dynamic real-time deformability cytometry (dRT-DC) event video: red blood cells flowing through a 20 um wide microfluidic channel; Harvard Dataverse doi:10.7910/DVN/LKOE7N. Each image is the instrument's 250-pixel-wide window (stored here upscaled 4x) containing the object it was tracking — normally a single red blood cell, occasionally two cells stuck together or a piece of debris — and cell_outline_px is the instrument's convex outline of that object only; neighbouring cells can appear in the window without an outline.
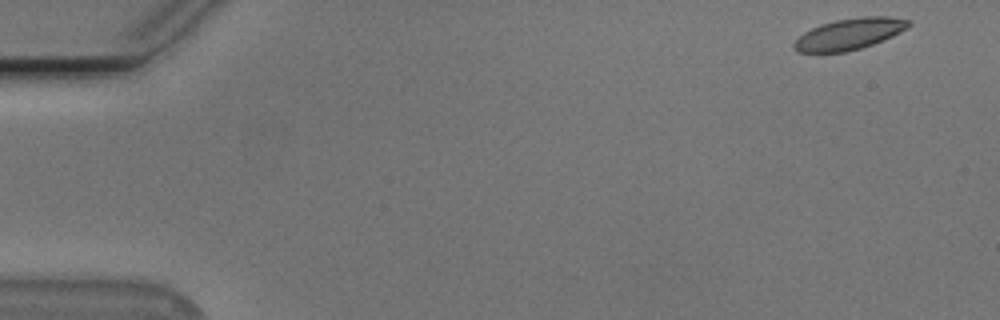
{"species": "Egyptian fruit bat (a non-hibernating species)", "species_latin": "Rousettus aegyptiacus", "temperature_condition": "cold", "stored_images_in_passage": 8, "camera_frame_rate_fps": 3000, "um_per_image_px": 0.085, "animal": {"sex": "male"}, "frame": {"image": 1, "passage_image": 1, "time_ms": 0.0, "image_size_px": [1000, 320], "cell_outline_px": [[912, 24], [908, 28], [892, 36], [872, 44], [860, 48], [844, 52], [796, 52], [792, 48], [792, 44], [804, 32], [820, 24], [836, 20], [864, 16], [892, 16], [912, 20]], "centroid_in_image_um": [72.22, 2.87], "position_along_channel_um": 12.8, "area_um2": 20.92}}